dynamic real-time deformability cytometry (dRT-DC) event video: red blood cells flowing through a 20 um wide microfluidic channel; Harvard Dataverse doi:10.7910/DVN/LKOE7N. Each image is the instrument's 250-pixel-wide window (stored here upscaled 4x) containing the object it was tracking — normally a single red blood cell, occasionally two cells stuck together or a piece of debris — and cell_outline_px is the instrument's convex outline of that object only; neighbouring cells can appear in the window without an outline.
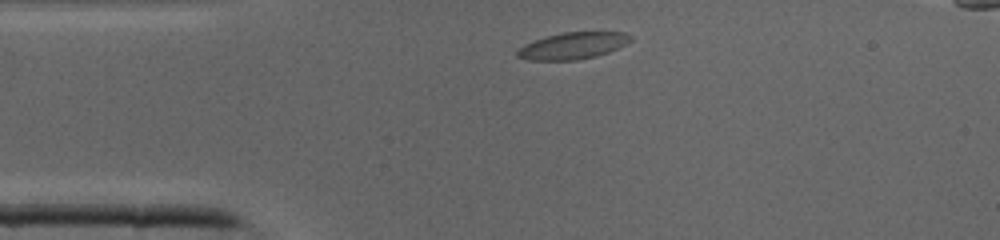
{"species": "common noctule bat (a hibernating species)", "species_latin": "Nyctalus noctula", "temperature_condition": "cold", "stored_images_in_passage": 28, "camera_frame_rate_fps": 3000, "um_per_image_px": 0.085, "animal": {"sex": "male", "body_mass_g": 19.0, "forearm_length_mm": 50.8}, "frame": {"image": 1, "passage_image": 1, "time_ms": 0.0, "image_size_px": [1000, 240], "cell_outline_px": [[632, 40], [608, 52], [596, 56], [576, 60], [528, 60], [516, 56], [516, 52], [524, 44], [548, 36], [564, 32], [624, 32], [632, 36]], "centroid_in_image_um": [48.68, 3.89], "position_along_channel_um": 36.3, "area_um2": 17.4}}
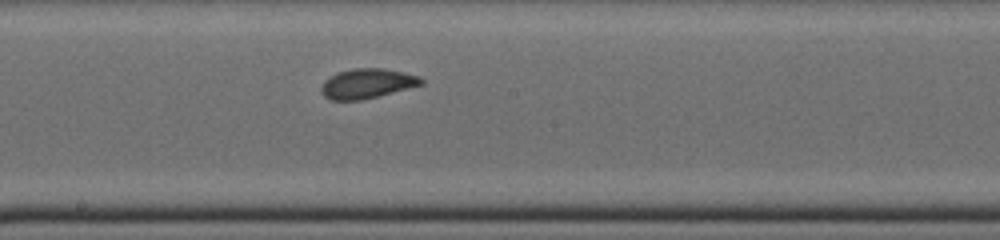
{"frame": {"image": 2, "passage_image": 14, "time_ms": 4.333, "image_size_px": [1000, 240], "cell_outline_px": [[424, 84], [360, 100], [332, 100], [324, 96], [320, 88], [324, 80], [340, 72], [352, 68], [384, 68], [404, 72], [420, 76], [424, 80]], "centroid_in_image_um": [31.22, 7.09], "position_along_channel_um": 217.0, "area_um2": 17.17}}
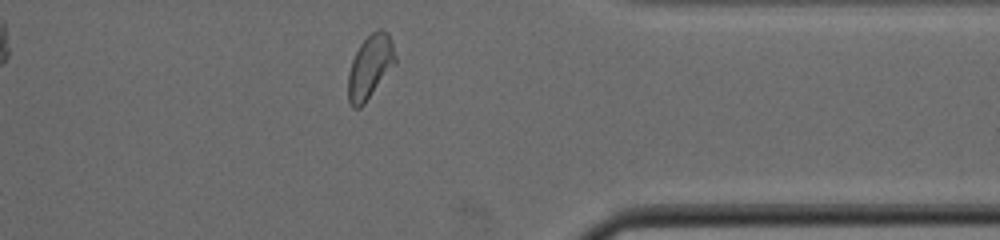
{"frame": {"image": 3, "passage_image": 25, "time_ms": 8.0, "image_size_px": [1000, 240], "cell_outline_px": [[396, 64], [364, 104], [360, 108], [352, 108], [348, 100], [348, 72], [352, 60], [360, 44], [376, 28], [380, 28], [388, 32], [396, 56]], "centroid_in_image_um": [31.46, 5.68], "position_along_channel_um": 379.9, "area_um2": 17.57}}